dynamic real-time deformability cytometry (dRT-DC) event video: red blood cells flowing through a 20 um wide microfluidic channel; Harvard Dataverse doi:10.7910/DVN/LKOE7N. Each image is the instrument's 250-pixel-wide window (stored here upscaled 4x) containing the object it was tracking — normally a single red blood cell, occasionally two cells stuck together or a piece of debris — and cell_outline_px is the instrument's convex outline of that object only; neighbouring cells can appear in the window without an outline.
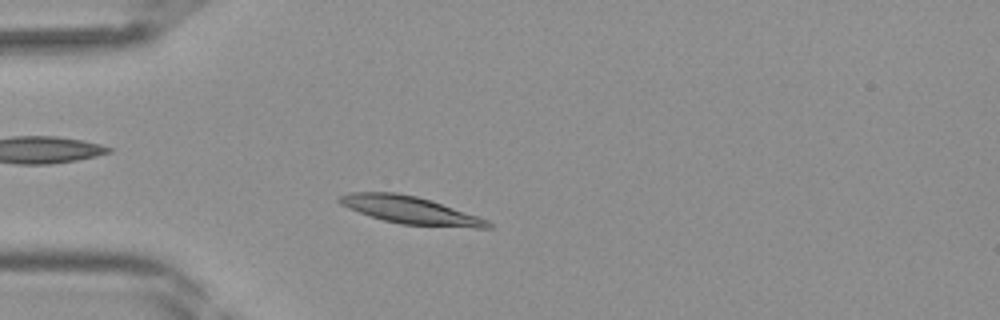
{"species": "Egyptian fruit bat (a non-hibernating species)", "species_latin": "Rousettus aegyptiacus", "temperature_condition": "room temperature", "stored_images_in_passage": 37, "camera_frame_rate_fps": 3000, "um_per_image_px": 0.085, "frame": {"image": 1, "passage_image": 7, "time_ms": 2.0, "image_size_px": [1000, 320], "cell_outline_px": [[492, 228], [476, 228], [400, 224], [384, 220], [348, 208], [340, 204], [336, 200], [336, 196], [348, 192], [396, 192], [416, 196], [432, 200], [488, 220], [492, 224]], "centroid_in_image_um": [34.84, 17.85], "position_along_channel_um": 50.2, "area_um2": 23.81}}
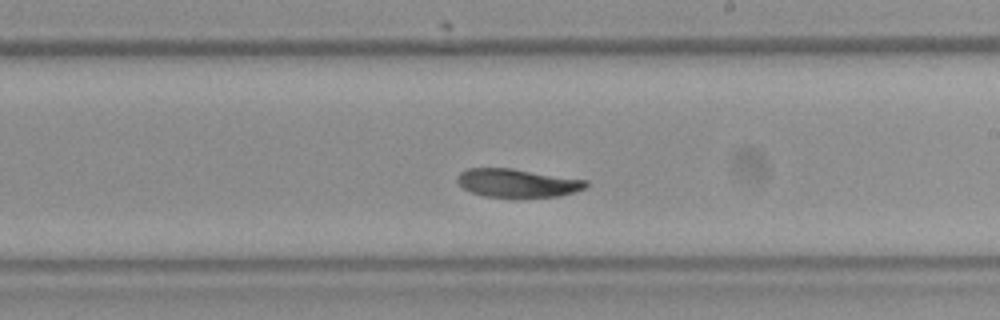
{"frame": {"image": 2, "passage_image": 20, "time_ms": 6.333, "image_size_px": [1000, 320], "cell_outline_px": [[588, 188], [560, 196], [520, 200], [484, 196], [472, 192], [464, 188], [456, 180], [460, 172], [468, 168], [512, 168], [588, 180]], "centroid_in_image_um": [44.03, 15.6], "position_along_channel_um": 245.0, "area_um2": 22.14}}
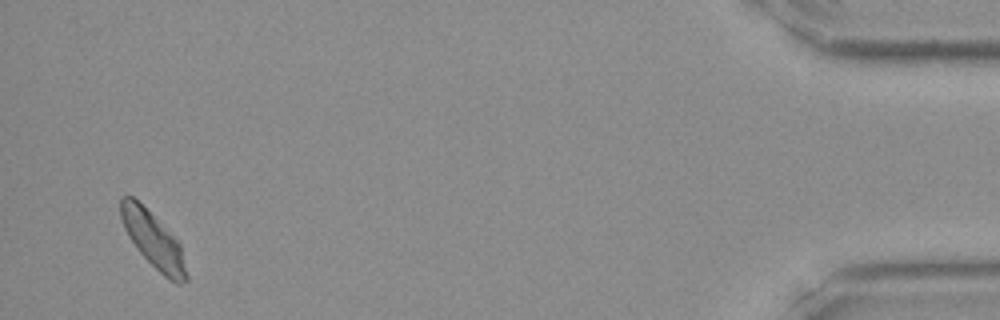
{"frame": {"image": 3, "passage_image": 36, "time_ms": 11.667, "image_size_px": [1000, 320], "cell_outline_px": [[188, 280], [184, 284], [176, 284], [168, 280], [140, 252], [128, 236], [124, 228], [120, 216], [120, 196], [132, 196], [180, 244], [188, 276]], "centroid_in_image_um": [13.03, 20.46], "position_along_channel_um": 422.2, "area_um2": 20.63}}